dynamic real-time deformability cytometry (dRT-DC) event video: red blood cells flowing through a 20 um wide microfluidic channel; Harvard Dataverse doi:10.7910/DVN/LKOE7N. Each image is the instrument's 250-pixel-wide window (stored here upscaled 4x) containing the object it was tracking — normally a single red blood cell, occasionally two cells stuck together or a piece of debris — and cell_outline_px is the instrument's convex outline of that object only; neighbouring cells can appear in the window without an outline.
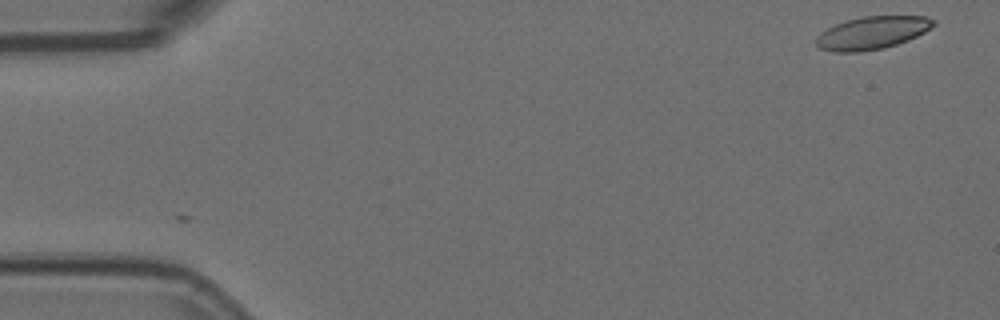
{"species": "Egyptian fruit bat (a non-hibernating species)", "species_latin": "Rousettus aegyptiacus", "temperature_condition": "room temperature", "stored_images_in_passage": 5, "camera_frame_rate_fps": 3000, "um_per_image_px": 0.085, "animal": {"sex": "female"}, "frame": {"image": 1, "passage_image": 1, "time_ms": 0.0, "image_size_px": [1000, 320], "cell_outline_px": [[936, 24], [932, 28], [908, 40], [884, 48], [860, 52], [832, 52], [820, 48], [816, 44], [816, 36], [820, 32], [836, 24], [848, 20], [864, 16], [924, 16], [936, 20]], "centroid_in_image_um": [74.14, 2.79], "position_along_channel_um": 10.9, "area_um2": 22.43}}
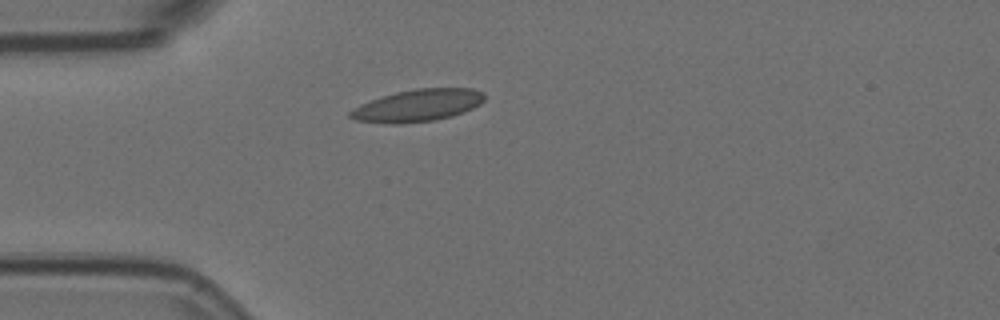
{"frame": {"image": 2, "passage_image": 4, "time_ms": 1.0, "image_size_px": [1000, 320], "cell_outline_px": [[484, 100], [480, 104], [464, 112], [452, 116], [432, 120], [400, 124], [396, 124], [356, 120], [348, 116], [348, 112], [360, 104], [396, 92], [416, 88], [472, 88], [484, 92]], "centroid_in_image_um": [35.53, 8.96], "position_along_channel_um": 49.5, "area_um2": 24.97}}